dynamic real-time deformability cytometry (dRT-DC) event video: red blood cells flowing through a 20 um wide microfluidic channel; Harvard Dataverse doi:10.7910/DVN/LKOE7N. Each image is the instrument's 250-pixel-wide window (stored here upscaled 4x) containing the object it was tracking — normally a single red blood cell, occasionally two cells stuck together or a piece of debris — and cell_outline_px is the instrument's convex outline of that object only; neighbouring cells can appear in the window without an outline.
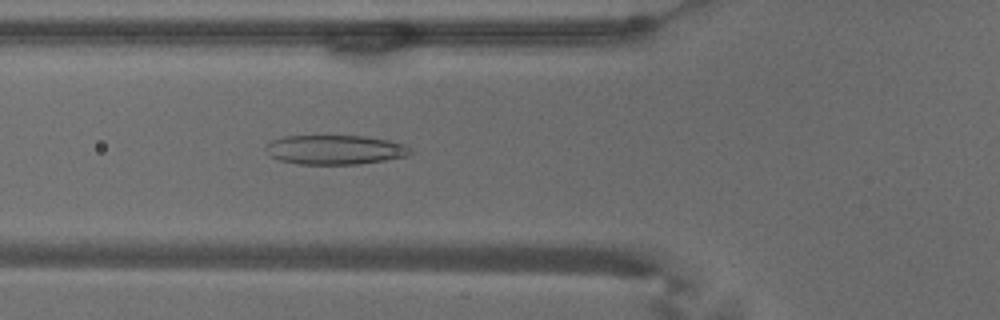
{"species": "common noctule bat (a hibernating species)", "species_latin": "Nyctalus noctula", "temperature_condition": "warm", "stored_images_in_passage": 45, "camera_frame_rate_fps": 3000, "um_per_image_px": 0.085, "animal": {"sex": "male", "body_mass_g": 18.8}, "frame": {"image": 1, "passage_image": 10, "time_ms": 3.0, "image_size_px": [1000, 320], "cell_outline_px": [[412, 152], [408, 156], [360, 164], [300, 164], [280, 160], [272, 156], [264, 148], [272, 140], [284, 136], [360, 136], [388, 140], [404, 144], [412, 148]], "centroid_in_image_um": [28.51, 12.73], "position_along_channel_um": 97.3, "area_um2": 24.62}}
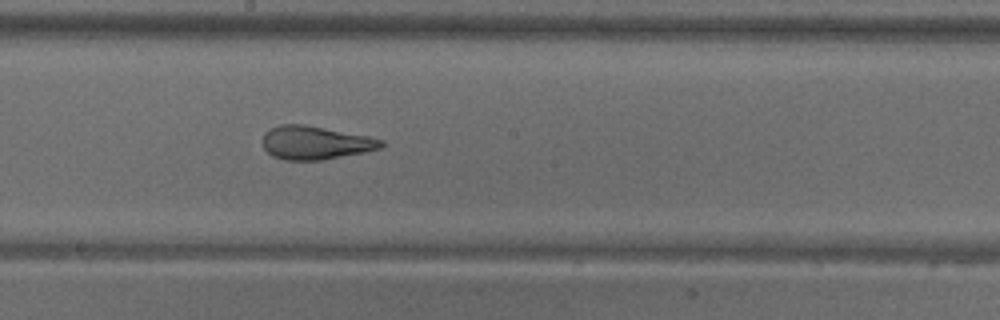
{"frame": {"image": 2, "passage_image": 20, "time_ms": 6.333, "image_size_px": [1000, 320], "cell_outline_px": [[384, 144], [380, 148], [364, 152], [320, 160], [284, 160], [272, 156], [264, 148], [264, 132], [280, 124], [304, 124], [368, 136], [384, 140]], "centroid_in_image_um": [26.8, 12.13], "position_along_channel_um": 221.4, "area_um2": 22.89}}
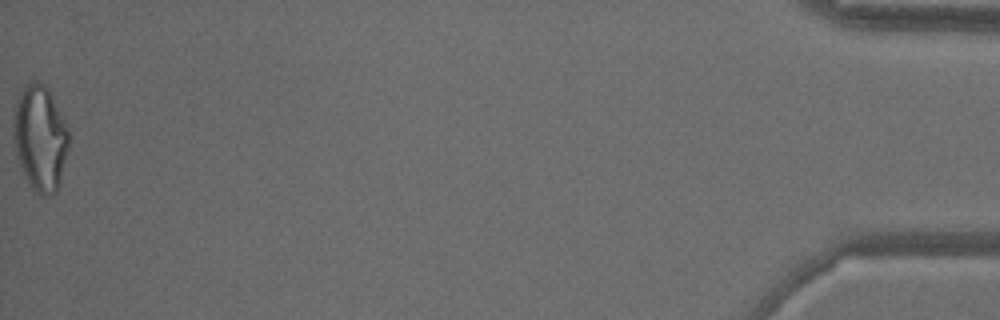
{"frame": {"image": 3, "passage_image": 45, "time_ms": 14.667, "image_size_px": [1000, 320], "cell_outline_px": [[68, 148], [60, 184], [56, 192], [48, 196], [40, 196], [28, 184], [16, 156], [12, 136], [12, 116], [20, 92], [24, 84], [44, 84], [48, 88], [68, 128]], "centroid_in_image_um": [3.39, 11.78], "position_along_channel_um": 431.8, "area_um2": 34.22}, "authors_computed_cell_mechanics": {"area_um2": 25.9522, "velocity_mm_per_s": 3.7016, "shape_relaxation_time_tau1_ms": null, "shape_relaxation_time_tau2_ms": 1.4803, "deformation_change_tau1": null, "deformation_change_tau2": 0.1085}}